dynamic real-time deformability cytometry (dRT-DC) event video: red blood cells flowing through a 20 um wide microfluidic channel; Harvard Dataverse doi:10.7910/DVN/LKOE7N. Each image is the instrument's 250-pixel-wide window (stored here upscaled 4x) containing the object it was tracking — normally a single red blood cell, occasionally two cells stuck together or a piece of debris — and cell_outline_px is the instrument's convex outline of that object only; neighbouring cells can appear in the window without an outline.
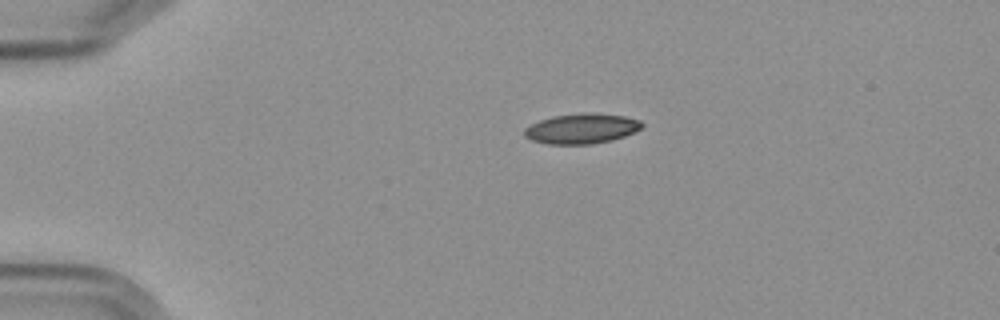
{"species": "Egyptian fruit bat (a non-hibernating species)", "species_latin": "Rousettus aegyptiacus", "temperature_condition": "cold", "stored_images_in_passage": 5, "camera_frame_rate_fps": 3000, "um_per_image_px": 0.085, "frame": {"image": 1, "passage_image": 1, "time_ms": 0.0, "image_size_px": [1000, 320], "cell_outline_px": [[644, 124], [636, 132], [612, 140], [592, 144], [548, 144], [532, 140], [524, 136], [524, 128], [540, 120], [552, 116], [580, 112], [592, 112], [624, 116], [640, 120]], "centroid_in_image_um": [49.44, 10.92], "position_along_channel_um": 35.6, "area_um2": 20.81}}
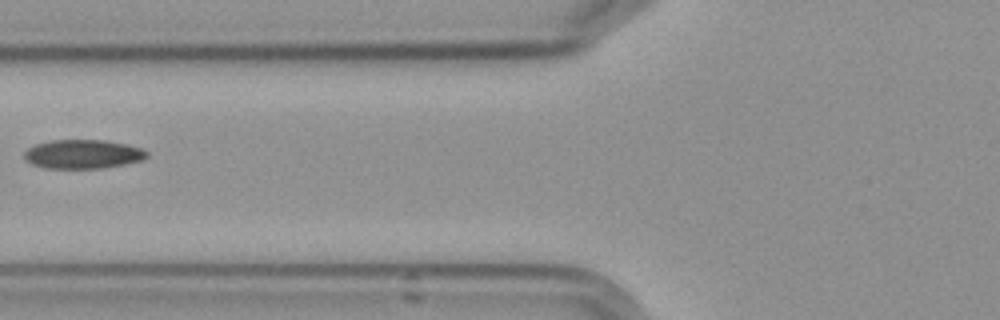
{"frame": {"image": 2, "passage_image": 4, "time_ms": 3.667, "image_size_px": [1000, 320], "cell_outline_px": [[148, 156], [144, 160], [124, 164], [100, 168], [44, 168], [32, 164], [24, 156], [24, 152], [28, 148], [36, 144], [52, 140], [104, 140], [128, 144], [140, 148], [148, 152]], "centroid_in_image_um": [7.07, 13.1], "position_along_channel_um": 118.7, "area_um2": 20.63}}
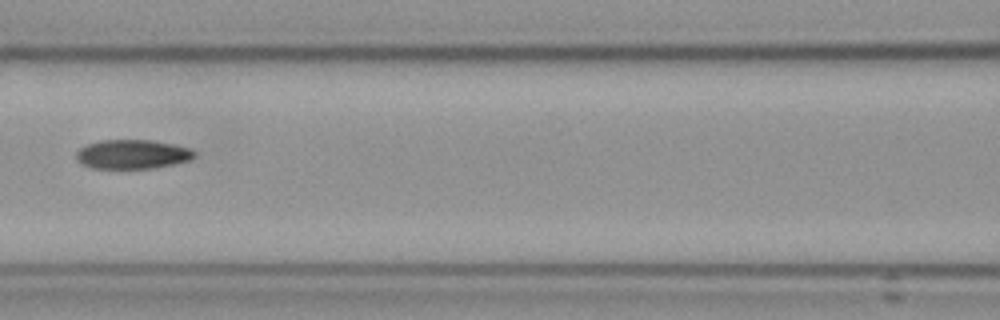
{"frame": {"image": 3, "passage_image": 5, "time_ms": 4.667, "image_size_px": [1000, 320], "cell_outline_px": [[196, 156], [192, 160], [152, 168], [92, 168], [76, 160], [76, 152], [80, 148], [88, 144], [100, 140], [152, 140], [192, 148], [196, 152]], "centroid_in_image_um": [11.29, 13.1], "position_along_channel_um": 155.3, "area_um2": 20.11}}